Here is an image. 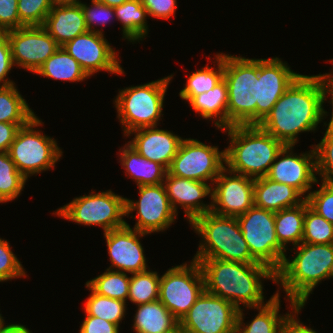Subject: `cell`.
Listing matches in <instances>:
<instances>
[{"label":"cell","mask_w":333,"mask_h":333,"mask_svg":"<svg viewBox=\"0 0 333 333\" xmlns=\"http://www.w3.org/2000/svg\"><path fill=\"white\" fill-rule=\"evenodd\" d=\"M111 265L106 268L125 273H138L149 268L140 238L149 234L126 225L103 233ZM147 261V262H146Z\"/></svg>","instance_id":"19"},{"label":"cell","mask_w":333,"mask_h":333,"mask_svg":"<svg viewBox=\"0 0 333 333\" xmlns=\"http://www.w3.org/2000/svg\"><path fill=\"white\" fill-rule=\"evenodd\" d=\"M132 328L135 333H172L179 320L159 301L136 306Z\"/></svg>","instance_id":"27"},{"label":"cell","mask_w":333,"mask_h":333,"mask_svg":"<svg viewBox=\"0 0 333 333\" xmlns=\"http://www.w3.org/2000/svg\"><path fill=\"white\" fill-rule=\"evenodd\" d=\"M289 251L295 256L284 258L275 273V284L285 291V300L304 307L317 285L333 278V244L302 242Z\"/></svg>","instance_id":"3"},{"label":"cell","mask_w":333,"mask_h":333,"mask_svg":"<svg viewBox=\"0 0 333 333\" xmlns=\"http://www.w3.org/2000/svg\"><path fill=\"white\" fill-rule=\"evenodd\" d=\"M138 190V200H125L126 216L136 219L133 229L149 235L167 231L178 215L171 207L164 184L139 186Z\"/></svg>","instance_id":"14"},{"label":"cell","mask_w":333,"mask_h":333,"mask_svg":"<svg viewBox=\"0 0 333 333\" xmlns=\"http://www.w3.org/2000/svg\"><path fill=\"white\" fill-rule=\"evenodd\" d=\"M225 168V150L197 139L184 138L168 169L170 175L213 185Z\"/></svg>","instance_id":"12"},{"label":"cell","mask_w":333,"mask_h":333,"mask_svg":"<svg viewBox=\"0 0 333 333\" xmlns=\"http://www.w3.org/2000/svg\"><path fill=\"white\" fill-rule=\"evenodd\" d=\"M214 67L205 65L187 75L186 83L179 92V97L189 102L194 96L208 92L213 89L224 78V53L219 52L214 55ZM216 63V64H215Z\"/></svg>","instance_id":"30"},{"label":"cell","mask_w":333,"mask_h":333,"mask_svg":"<svg viewBox=\"0 0 333 333\" xmlns=\"http://www.w3.org/2000/svg\"><path fill=\"white\" fill-rule=\"evenodd\" d=\"M55 4L58 5H81L82 1L80 0H54Z\"/></svg>","instance_id":"53"},{"label":"cell","mask_w":333,"mask_h":333,"mask_svg":"<svg viewBox=\"0 0 333 333\" xmlns=\"http://www.w3.org/2000/svg\"><path fill=\"white\" fill-rule=\"evenodd\" d=\"M202 270L205 291L231 302L238 310L265 305L264 280L275 283V272L262 263L194 259Z\"/></svg>","instance_id":"2"},{"label":"cell","mask_w":333,"mask_h":333,"mask_svg":"<svg viewBox=\"0 0 333 333\" xmlns=\"http://www.w3.org/2000/svg\"><path fill=\"white\" fill-rule=\"evenodd\" d=\"M304 307H298L286 320L282 333H318L312 327L304 325L298 318Z\"/></svg>","instance_id":"49"},{"label":"cell","mask_w":333,"mask_h":333,"mask_svg":"<svg viewBox=\"0 0 333 333\" xmlns=\"http://www.w3.org/2000/svg\"><path fill=\"white\" fill-rule=\"evenodd\" d=\"M172 333H185L180 327Z\"/></svg>","instance_id":"55"},{"label":"cell","mask_w":333,"mask_h":333,"mask_svg":"<svg viewBox=\"0 0 333 333\" xmlns=\"http://www.w3.org/2000/svg\"><path fill=\"white\" fill-rule=\"evenodd\" d=\"M330 63L333 64V58L330 60ZM325 75V78L328 83V95H330L331 101L328 100L327 102L332 105V112L331 114L333 115V66L331 68V71L329 73H323Z\"/></svg>","instance_id":"51"},{"label":"cell","mask_w":333,"mask_h":333,"mask_svg":"<svg viewBox=\"0 0 333 333\" xmlns=\"http://www.w3.org/2000/svg\"><path fill=\"white\" fill-rule=\"evenodd\" d=\"M119 328L116 324L85 313L78 333H120Z\"/></svg>","instance_id":"47"},{"label":"cell","mask_w":333,"mask_h":333,"mask_svg":"<svg viewBox=\"0 0 333 333\" xmlns=\"http://www.w3.org/2000/svg\"><path fill=\"white\" fill-rule=\"evenodd\" d=\"M163 184L172 209L178 215V207L184 210L189 224L198 216L212 210V200L207 204L205 197L212 199V185L203 181L180 178L166 173Z\"/></svg>","instance_id":"21"},{"label":"cell","mask_w":333,"mask_h":333,"mask_svg":"<svg viewBox=\"0 0 333 333\" xmlns=\"http://www.w3.org/2000/svg\"><path fill=\"white\" fill-rule=\"evenodd\" d=\"M118 154L125 174L132 178L138 187L163 183L168 170L160 163L147 160L128 143L119 149Z\"/></svg>","instance_id":"26"},{"label":"cell","mask_w":333,"mask_h":333,"mask_svg":"<svg viewBox=\"0 0 333 333\" xmlns=\"http://www.w3.org/2000/svg\"><path fill=\"white\" fill-rule=\"evenodd\" d=\"M39 126H44V122L35 115L18 129L8 150L16 168L27 180L43 171L54 170L63 156L56 139L43 134Z\"/></svg>","instance_id":"8"},{"label":"cell","mask_w":333,"mask_h":333,"mask_svg":"<svg viewBox=\"0 0 333 333\" xmlns=\"http://www.w3.org/2000/svg\"><path fill=\"white\" fill-rule=\"evenodd\" d=\"M146 8L148 17L169 20L175 17L176 8H178L177 0H140Z\"/></svg>","instance_id":"45"},{"label":"cell","mask_w":333,"mask_h":333,"mask_svg":"<svg viewBox=\"0 0 333 333\" xmlns=\"http://www.w3.org/2000/svg\"><path fill=\"white\" fill-rule=\"evenodd\" d=\"M97 2L103 3L105 5H108L110 7H117L123 4L124 2H127L129 0H95Z\"/></svg>","instance_id":"52"},{"label":"cell","mask_w":333,"mask_h":333,"mask_svg":"<svg viewBox=\"0 0 333 333\" xmlns=\"http://www.w3.org/2000/svg\"><path fill=\"white\" fill-rule=\"evenodd\" d=\"M320 188L310 191L306 200L309 207L318 215L333 224V183L317 180Z\"/></svg>","instance_id":"42"},{"label":"cell","mask_w":333,"mask_h":333,"mask_svg":"<svg viewBox=\"0 0 333 333\" xmlns=\"http://www.w3.org/2000/svg\"><path fill=\"white\" fill-rule=\"evenodd\" d=\"M310 151L294 153L293 145H285L272 163L266 177L295 188L306 199L317 182L316 153Z\"/></svg>","instance_id":"17"},{"label":"cell","mask_w":333,"mask_h":333,"mask_svg":"<svg viewBox=\"0 0 333 333\" xmlns=\"http://www.w3.org/2000/svg\"><path fill=\"white\" fill-rule=\"evenodd\" d=\"M25 271L9 241L0 237V282L27 277Z\"/></svg>","instance_id":"43"},{"label":"cell","mask_w":333,"mask_h":333,"mask_svg":"<svg viewBox=\"0 0 333 333\" xmlns=\"http://www.w3.org/2000/svg\"><path fill=\"white\" fill-rule=\"evenodd\" d=\"M305 217V200L294 207L275 212V231L279 243L287 250L302 243ZM287 246V247H286Z\"/></svg>","instance_id":"32"},{"label":"cell","mask_w":333,"mask_h":333,"mask_svg":"<svg viewBox=\"0 0 333 333\" xmlns=\"http://www.w3.org/2000/svg\"><path fill=\"white\" fill-rule=\"evenodd\" d=\"M42 27L60 47L88 32L81 5L54 4Z\"/></svg>","instance_id":"24"},{"label":"cell","mask_w":333,"mask_h":333,"mask_svg":"<svg viewBox=\"0 0 333 333\" xmlns=\"http://www.w3.org/2000/svg\"><path fill=\"white\" fill-rule=\"evenodd\" d=\"M324 123V136L318 144H313L316 153V173L324 182L333 183V115ZM327 126V128H326Z\"/></svg>","instance_id":"39"},{"label":"cell","mask_w":333,"mask_h":333,"mask_svg":"<svg viewBox=\"0 0 333 333\" xmlns=\"http://www.w3.org/2000/svg\"><path fill=\"white\" fill-rule=\"evenodd\" d=\"M328 83L324 74L300 75L258 126L284 145L295 146L299 133L314 132L328 112Z\"/></svg>","instance_id":"1"},{"label":"cell","mask_w":333,"mask_h":333,"mask_svg":"<svg viewBox=\"0 0 333 333\" xmlns=\"http://www.w3.org/2000/svg\"><path fill=\"white\" fill-rule=\"evenodd\" d=\"M7 323H5L4 317L2 316V314L0 313V329Z\"/></svg>","instance_id":"54"},{"label":"cell","mask_w":333,"mask_h":333,"mask_svg":"<svg viewBox=\"0 0 333 333\" xmlns=\"http://www.w3.org/2000/svg\"><path fill=\"white\" fill-rule=\"evenodd\" d=\"M35 115L16 84L0 87V122L28 123Z\"/></svg>","instance_id":"33"},{"label":"cell","mask_w":333,"mask_h":333,"mask_svg":"<svg viewBox=\"0 0 333 333\" xmlns=\"http://www.w3.org/2000/svg\"><path fill=\"white\" fill-rule=\"evenodd\" d=\"M303 243L333 244V224L313 211L305 199Z\"/></svg>","instance_id":"38"},{"label":"cell","mask_w":333,"mask_h":333,"mask_svg":"<svg viewBox=\"0 0 333 333\" xmlns=\"http://www.w3.org/2000/svg\"><path fill=\"white\" fill-rule=\"evenodd\" d=\"M88 31L104 34L103 26L110 24L116 18L114 7L91 0V5L81 4ZM101 26L100 29L97 27Z\"/></svg>","instance_id":"41"},{"label":"cell","mask_w":333,"mask_h":333,"mask_svg":"<svg viewBox=\"0 0 333 333\" xmlns=\"http://www.w3.org/2000/svg\"><path fill=\"white\" fill-rule=\"evenodd\" d=\"M192 230L200 236L193 259H221L240 263H259L249 250L236 217L212 211L196 217Z\"/></svg>","instance_id":"5"},{"label":"cell","mask_w":333,"mask_h":333,"mask_svg":"<svg viewBox=\"0 0 333 333\" xmlns=\"http://www.w3.org/2000/svg\"><path fill=\"white\" fill-rule=\"evenodd\" d=\"M116 20L122 25V39L134 44L143 41L149 32L148 14L140 0H129L114 7Z\"/></svg>","instance_id":"29"},{"label":"cell","mask_w":333,"mask_h":333,"mask_svg":"<svg viewBox=\"0 0 333 333\" xmlns=\"http://www.w3.org/2000/svg\"><path fill=\"white\" fill-rule=\"evenodd\" d=\"M279 57L258 59V100L256 125L271 111L274 104L301 75L290 69Z\"/></svg>","instance_id":"20"},{"label":"cell","mask_w":333,"mask_h":333,"mask_svg":"<svg viewBox=\"0 0 333 333\" xmlns=\"http://www.w3.org/2000/svg\"><path fill=\"white\" fill-rule=\"evenodd\" d=\"M173 76L174 73L152 82L118 89L113 103L124 136L137 129L159 125Z\"/></svg>","instance_id":"6"},{"label":"cell","mask_w":333,"mask_h":333,"mask_svg":"<svg viewBox=\"0 0 333 333\" xmlns=\"http://www.w3.org/2000/svg\"><path fill=\"white\" fill-rule=\"evenodd\" d=\"M236 218L251 255L276 273L287 256V250L276 235L275 213L253 205Z\"/></svg>","instance_id":"10"},{"label":"cell","mask_w":333,"mask_h":333,"mask_svg":"<svg viewBox=\"0 0 333 333\" xmlns=\"http://www.w3.org/2000/svg\"><path fill=\"white\" fill-rule=\"evenodd\" d=\"M204 290L201 267L192 259L160 276L159 301L180 321Z\"/></svg>","instance_id":"11"},{"label":"cell","mask_w":333,"mask_h":333,"mask_svg":"<svg viewBox=\"0 0 333 333\" xmlns=\"http://www.w3.org/2000/svg\"><path fill=\"white\" fill-rule=\"evenodd\" d=\"M238 309L228 300L206 292L179 321L185 333H236Z\"/></svg>","instance_id":"13"},{"label":"cell","mask_w":333,"mask_h":333,"mask_svg":"<svg viewBox=\"0 0 333 333\" xmlns=\"http://www.w3.org/2000/svg\"><path fill=\"white\" fill-rule=\"evenodd\" d=\"M14 66L36 73L59 49V44L42 26L21 27L5 32Z\"/></svg>","instance_id":"16"},{"label":"cell","mask_w":333,"mask_h":333,"mask_svg":"<svg viewBox=\"0 0 333 333\" xmlns=\"http://www.w3.org/2000/svg\"><path fill=\"white\" fill-rule=\"evenodd\" d=\"M26 182L8 152H0V203L6 204L20 197Z\"/></svg>","instance_id":"37"},{"label":"cell","mask_w":333,"mask_h":333,"mask_svg":"<svg viewBox=\"0 0 333 333\" xmlns=\"http://www.w3.org/2000/svg\"><path fill=\"white\" fill-rule=\"evenodd\" d=\"M279 289L273 293L266 304L256 308L258 313L252 321L243 322L245 319L244 308L238 310L236 333H282L286 320L299 307L293 301H290V310L285 314H280L281 301ZM290 312V313H289Z\"/></svg>","instance_id":"23"},{"label":"cell","mask_w":333,"mask_h":333,"mask_svg":"<svg viewBox=\"0 0 333 333\" xmlns=\"http://www.w3.org/2000/svg\"><path fill=\"white\" fill-rule=\"evenodd\" d=\"M254 206L278 212L301 204L305 198L292 186L265 177L254 179Z\"/></svg>","instance_id":"25"},{"label":"cell","mask_w":333,"mask_h":333,"mask_svg":"<svg viewBox=\"0 0 333 333\" xmlns=\"http://www.w3.org/2000/svg\"><path fill=\"white\" fill-rule=\"evenodd\" d=\"M0 333H32V331H30L28 329V327H26V325H22L21 323H11V324H5L1 329H0Z\"/></svg>","instance_id":"50"},{"label":"cell","mask_w":333,"mask_h":333,"mask_svg":"<svg viewBox=\"0 0 333 333\" xmlns=\"http://www.w3.org/2000/svg\"><path fill=\"white\" fill-rule=\"evenodd\" d=\"M54 4V0H18L20 28L43 26Z\"/></svg>","instance_id":"40"},{"label":"cell","mask_w":333,"mask_h":333,"mask_svg":"<svg viewBox=\"0 0 333 333\" xmlns=\"http://www.w3.org/2000/svg\"><path fill=\"white\" fill-rule=\"evenodd\" d=\"M18 0H0V33L20 28Z\"/></svg>","instance_id":"44"},{"label":"cell","mask_w":333,"mask_h":333,"mask_svg":"<svg viewBox=\"0 0 333 333\" xmlns=\"http://www.w3.org/2000/svg\"><path fill=\"white\" fill-rule=\"evenodd\" d=\"M227 133L225 167L251 178L265 177L285 146L258 125H235L220 130Z\"/></svg>","instance_id":"4"},{"label":"cell","mask_w":333,"mask_h":333,"mask_svg":"<svg viewBox=\"0 0 333 333\" xmlns=\"http://www.w3.org/2000/svg\"><path fill=\"white\" fill-rule=\"evenodd\" d=\"M131 135L134 137L127 142L131 147L147 160L158 162L167 170L184 139L170 130H163L157 126L134 130L128 133L126 138Z\"/></svg>","instance_id":"22"},{"label":"cell","mask_w":333,"mask_h":333,"mask_svg":"<svg viewBox=\"0 0 333 333\" xmlns=\"http://www.w3.org/2000/svg\"><path fill=\"white\" fill-rule=\"evenodd\" d=\"M228 90L227 128L256 125L258 58L224 53V78Z\"/></svg>","instance_id":"7"},{"label":"cell","mask_w":333,"mask_h":333,"mask_svg":"<svg viewBox=\"0 0 333 333\" xmlns=\"http://www.w3.org/2000/svg\"><path fill=\"white\" fill-rule=\"evenodd\" d=\"M103 34L88 31L76 36L62 47L80 64L91 77L101 71L122 76L125 71L122 60Z\"/></svg>","instance_id":"15"},{"label":"cell","mask_w":333,"mask_h":333,"mask_svg":"<svg viewBox=\"0 0 333 333\" xmlns=\"http://www.w3.org/2000/svg\"><path fill=\"white\" fill-rule=\"evenodd\" d=\"M26 124L0 122V152H8L18 129Z\"/></svg>","instance_id":"48"},{"label":"cell","mask_w":333,"mask_h":333,"mask_svg":"<svg viewBox=\"0 0 333 333\" xmlns=\"http://www.w3.org/2000/svg\"><path fill=\"white\" fill-rule=\"evenodd\" d=\"M35 74L46 78L68 81L83 82L89 76L82 69L80 64L63 47L52 54L36 71Z\"/></svg>","instance_id":"31"},{"label":"cell","mask_w":333,"mask_h":333,"mask_svg":"<svg viewBox=\"0 0 333 333\" xmlns=\"http://www.w3.org/2000/svg\"><path fill=\"white\" fill-rule=\"evenodd\" d=\"M13 67L14 63L8 37L5 33H0V87L16 84L7 77Z\"/></svg>","instance_id":"46"},{"label":"cell","mask_w":333,"mask_h":333,"mask_svg":"<svg viewBox=\"0 0 333 333\" xmlns=\"http://www.w3.org/2000/svg\"><path fill=\"white\" fill-rule=\"evenodd\" d=\"M160 274L150 269L130 274L128 300L137 305L159 300Z\"/></svg>","instance_id":"36"},{"label":"cell","mask_w":333,"mask_h":333,"mask_svg":"<svg viewBox=\"0 0 333 333\" xmlns=\"http://www.w3.org/2000/svg\"><path fill=\"white\" fill-rule=\"evenodd\" d=\"M85 286L90 291V295L85 301L84 312L87 315L100 317L120 327V323L127 315L128 304L125 301L98 295L86 283Z\"/></svg>","instance_id":"34"},{"label":"cell","mask_w":333,"mask_h":333,"mask_svg":"<svg viewBox=\"0 0 333 333\" xmlns=\"http://www.w3.org/2000/svg\"><path fill=\"white\" fill-rule=\"evenodd\" d=\"M126 197L111 189L75 197L71 202L53 211L52 214L84 226H100L106 233L126 225L123 217Z\"/></svg>","instance_id":"9"},{"label":"cell","mask_w":333,"mask_h":333,"mask_svg":"<svg viewBox=\"0 0 333 333\" xmlns=\"http://www.w3.org/2000/svg\"><path fill=\"white\" fill-rule=\"evenodd\" d=\"M189 104L201 118L211 120L218 130L227 128L228 90L224 79L208 92L194 96Z\"/></svg>","instance_id":"28"},{"label":"cell","mask_w":333,"mask_h":333,"mask_svg":"<svg viewBox=\"0 0 333 333\" xmlns=\"http://www.w3.org/2000/svg\"><path fill=\"white\" fill-rule=\"evenodd\" d=\"M254 178L228 170L221 171L212 185V212L237 217L254 205Z\"/></svg>","instance_id":"18"},{"label":"cell","mask_w":333,"mask_h":333,"mask_svg":"<svg viewBox=\"0 0 333 333\" xmlns=\"http://www.w3.org/2000/svg\"><path fill=\"white\" fill-rule=\"evenodd\" d=\"M130 276L129 273L105 269V271L90 279L86 284L98 295L128 301Z\"/></svg>","instance_id":"35"}]
</instances>
